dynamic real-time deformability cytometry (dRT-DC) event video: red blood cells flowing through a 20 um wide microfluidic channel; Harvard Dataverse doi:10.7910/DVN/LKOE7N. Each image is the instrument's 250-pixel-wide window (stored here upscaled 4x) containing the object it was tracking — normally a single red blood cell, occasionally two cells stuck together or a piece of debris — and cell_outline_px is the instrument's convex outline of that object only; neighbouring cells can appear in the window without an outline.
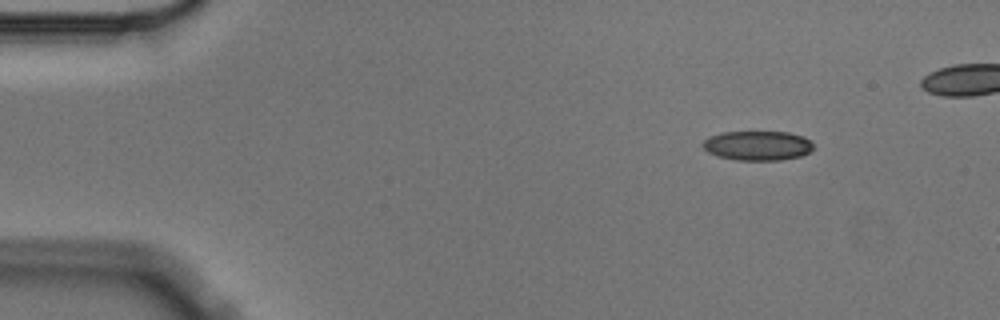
{"species": "Egyptian fruit bat (a non-hibernating species)", "species_latin": "Rousettus aegyptiacus", "temperature_condition": "cold", "stored_images_in_passage": 3, "camera_frame_rate_fps": 3000, "um_per_image_px": 0.085, "animal": {"sex": "male"}, "frame": {"image": 1, "passage_image": 1, "time_ms": 0.0, "image_size_px": [1000, 320], "cell_outline_px": [[816, 148], [800, 156], [780, 160], [736, 160], [716, 156], [708, 152], [700, 144], [708, 136], [724, 132], [788, 132], [804, 136]], "centroid_in_image_um": [64.37, 12.38], "position_along_channel_um": 20.6, "area_um2": 19.13}}